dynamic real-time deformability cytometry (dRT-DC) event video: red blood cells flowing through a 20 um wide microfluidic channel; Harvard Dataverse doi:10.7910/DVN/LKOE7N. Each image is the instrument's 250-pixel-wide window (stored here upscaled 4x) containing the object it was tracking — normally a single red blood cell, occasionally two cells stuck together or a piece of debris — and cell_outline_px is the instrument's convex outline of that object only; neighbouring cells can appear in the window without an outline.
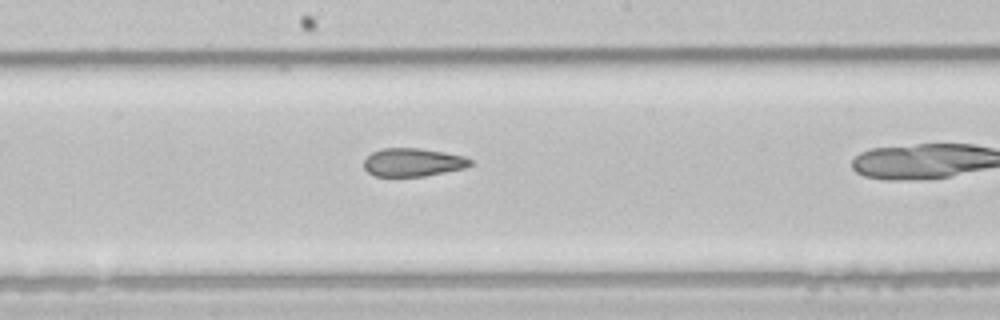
{"species": "common noctule bat (a hibernating species)", "species_latin": "Nyctalus noctula", "temperature_condition": "room temperature", "stored_images_in_passage": 21, "segment_of_instrument_passage": [2, 2], "camera_frame_rate_fps": 3000, "um_per_image_px": 0.085, "animal": {"sex": "male", "body_mass_g": 21.5, "forearm_length_mm": 52.0}, "frame": {"image": 1, "passage_image": 8, "time_ms": 2.333, "image_size_px": [1000, 320], "cell_outline_px": [[472, 164], [464, 168], [424, 176], [376, 176], [368, 172], [364, 168], [364, 160], [372, 152], [384, 148], [420, 148], [444, 152], [464, 156], [472, 160]], "centroid_in_image_um": [35.09, 13.79], "position_along_channel_um": 213.1, "area_um2": 17.4}}
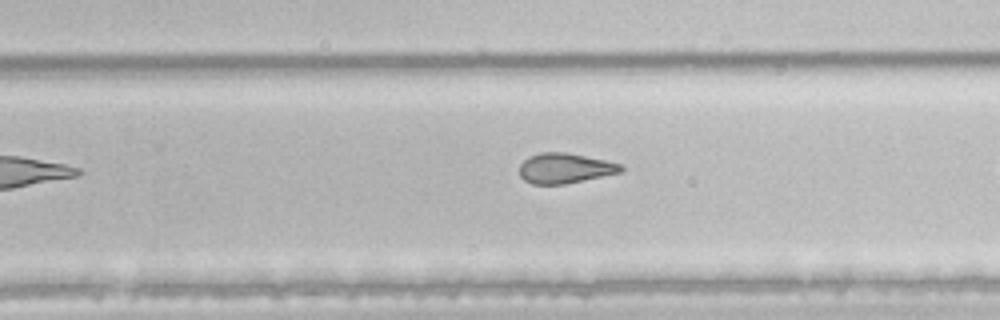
{"frame": {"image": 2, "passage_image": 13, "time_ms": 4.0, "image_size_px": [1000, 320], "cell_outline_px": [[624, 172], [564, 184], [532, 184], [524, 180], [520, 176], [520, 164], [528, 156], [540, 152], [564, 152], [624, 164]], "centroid_in_image_um": [48.04, 14.3], "position_along_channel_um": 281.8, "area_um2": 17.92}}